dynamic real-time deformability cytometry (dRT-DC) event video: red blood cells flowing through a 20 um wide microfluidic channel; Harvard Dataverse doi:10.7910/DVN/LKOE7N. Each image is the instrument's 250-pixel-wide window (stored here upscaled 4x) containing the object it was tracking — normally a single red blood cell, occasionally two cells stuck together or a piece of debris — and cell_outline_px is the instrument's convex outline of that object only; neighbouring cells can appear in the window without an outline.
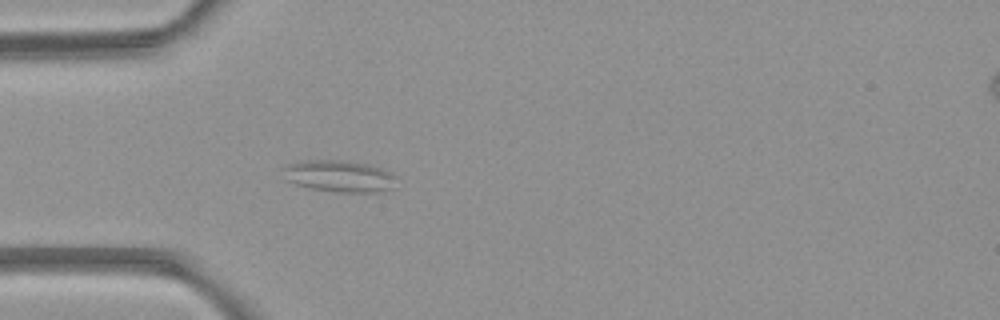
{"species": "common noctule bat (a hibernating species)", "species_latin": "Nyctalus noctula", "temperature_condition": "room temperature", "stored_images_in_passage": 4, "camera_frame_rate_fps": 3000, "um_per_image_px": 0.085, "animal": {"sex": "female", "body_mass_g": 21.9}, "frame": {"image": 1, "passage_image": 4, "time_ms": 3.667, "image_size_px": [1000, 320], "cell_outline_px": [[396, 176], [392, 188], [380, 192], [332, 192], [312, 188], [296, 184], [284, 180], [284, 168], [288, 164], [308, 160], [340, 160], [368, 164], [392, 172]], "centroid_in_image_um": [28.84, 14.98], "position_along_channel_um": 56.2, "area_um2": 20.92}}